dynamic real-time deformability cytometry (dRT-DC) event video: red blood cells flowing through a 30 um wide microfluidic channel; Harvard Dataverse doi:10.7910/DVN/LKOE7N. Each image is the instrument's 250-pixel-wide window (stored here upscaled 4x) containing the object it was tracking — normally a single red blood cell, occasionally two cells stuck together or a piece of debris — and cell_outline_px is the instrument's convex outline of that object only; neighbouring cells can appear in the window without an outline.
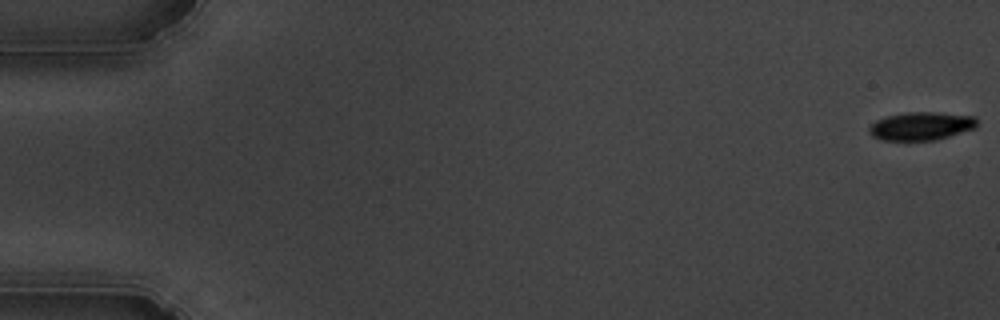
{"species": "common noctule bat (a hibernating species)", "species_latin": "Nyctalus noctula", "temperature_condition": "cold", "stored_images_in_passage": 56, "camera_frame_rate_fps": 3000, "um_per_image_px": 0.085, "animal": {"sex": "male", "body_mass_g": 19.5, "forearm_length_mm": 54.6}, "frame": {"image": 1, "passage_image": 1, "time_ms": 0.0, "image_size_px": [1000, 320], "cell_outline_px": [[976, 128], [936, 140], [880, 140], [872, 136], [868, 132], [868, 128], [876, 120], [888, 116], [908, 112], [936, 112], [976, 116]], "centroid_in_image_um": [78.3, 10.72], "position_along_channel_um": 6.7, "area_um2": 17.74}}
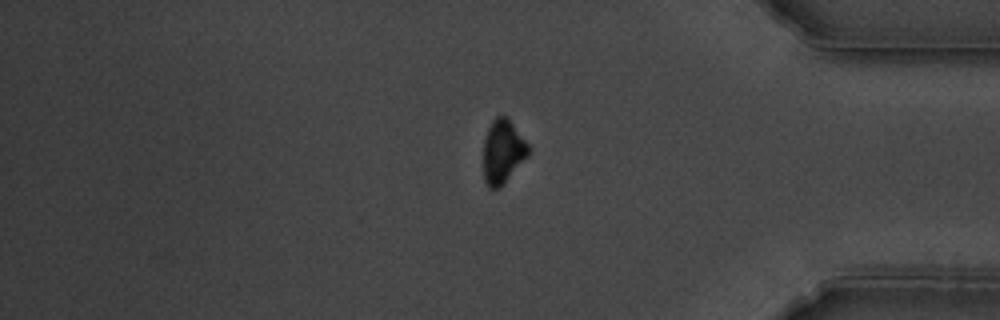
{"frame": {"image": 2, "passage_image": 47, "time_ms": 15.333, "image_size_px": [1000, 320], "cell_outline_px": [[528, 156], [496, 188], [488, 188], [484, 180], [484, 140], [488, 128], [492, 120], [496, 116], [508, 116], [528, 144]], "centroid_in_image_um": [42.72, 12.81], "position_along_channel_um": 392.5, "area_um2": 16.24}}
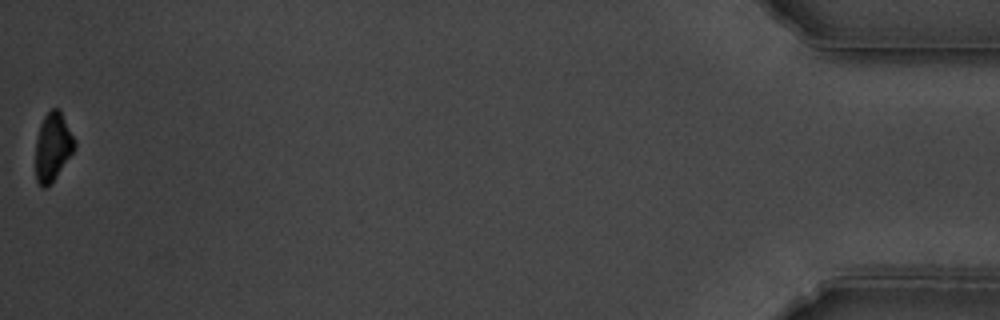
{"frame": {"image": 3, "passage_image": 56, "time_ms": 18.333, "image_size_px": [1000, 320], "cell_outline_px": [[76, 144], [72, 152], [56, 176], [44, 188], [36, 180], [36, 140], [40, 124], [44, 116], [52, 108], [56, 108], [60, 112], [76, 140]], "centroid_in_image_um": [4.47, 12.45], "position_along_channel_um": 430.7, "area_um2": 15.03}, "authors_computed_cell_mechanics": {"area_um2": 18.3804, "velocity_mm_per_s": 3.6427, "shape_relaxation_time_tau1_ms": 2.3874, "shape_relaxation_time_tau2_ms": null, "deformation_change_tau1": 0.1171, "deformation_change_tau2": null}}